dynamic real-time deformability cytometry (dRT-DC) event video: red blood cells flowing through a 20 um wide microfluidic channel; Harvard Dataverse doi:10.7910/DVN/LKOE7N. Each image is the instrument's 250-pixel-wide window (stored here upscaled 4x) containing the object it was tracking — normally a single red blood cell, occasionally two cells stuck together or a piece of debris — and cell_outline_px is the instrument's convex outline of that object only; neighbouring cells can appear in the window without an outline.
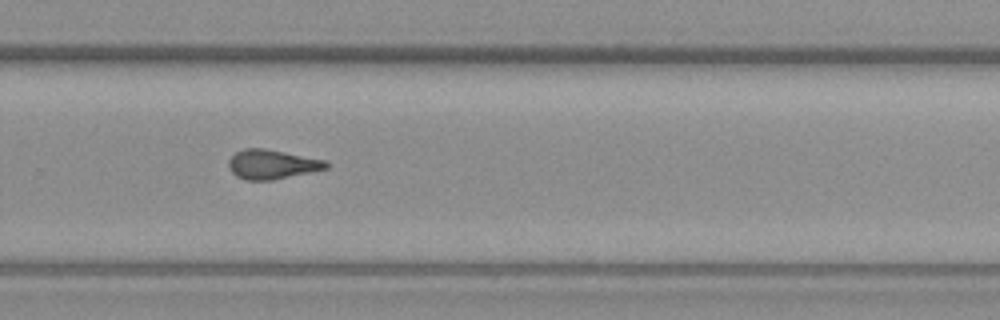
{"species": "common noctule bat (a hibernating species)", "species_latin": "Nyctalus noctula", "temperature_condition": "warm", "stored_images_in_passage": 14, "camera_frame_rate_fps": 3000, "um_per_image_px": 0.085, "animal": {"sex": "female", "body_mass_g": 19.3, "forearm_length_mm": 54.1}, "frame": {"image": 1, "passage_image": 13, "time_ms": 17.0, "image_size_px": [1000, 320], "cell_outline_px": [[328, 168], [312, 172], [272, 180], [244, 180], [236, 176], [228, 168], [228, 160], [236, 152], [244, 148], [264, 148], [328, 160]], "centroid_in_image_um": [23.12, 13.97], "position_along_channel_um": 306.7, "area_um2": 16.88}}
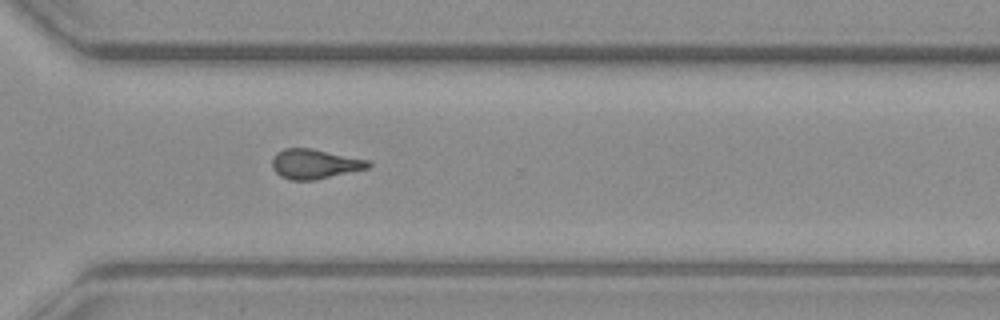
{"frame": {"image": 2, "passage_image": 14, "time_ms": 18.0, "image_size_px": [1000, 320], "cell_outline_px": [[372, 164], [368, 168], [316, 180], [292, 180], [280, 176], [272, 168], [272, 160], [276, 152], [284, 148], [312, 148], [368, 160]], "centroid_in_image_um": [26.73, 13.93], "position_along_channel_um": 343.9, "area_um2": 16.65}}